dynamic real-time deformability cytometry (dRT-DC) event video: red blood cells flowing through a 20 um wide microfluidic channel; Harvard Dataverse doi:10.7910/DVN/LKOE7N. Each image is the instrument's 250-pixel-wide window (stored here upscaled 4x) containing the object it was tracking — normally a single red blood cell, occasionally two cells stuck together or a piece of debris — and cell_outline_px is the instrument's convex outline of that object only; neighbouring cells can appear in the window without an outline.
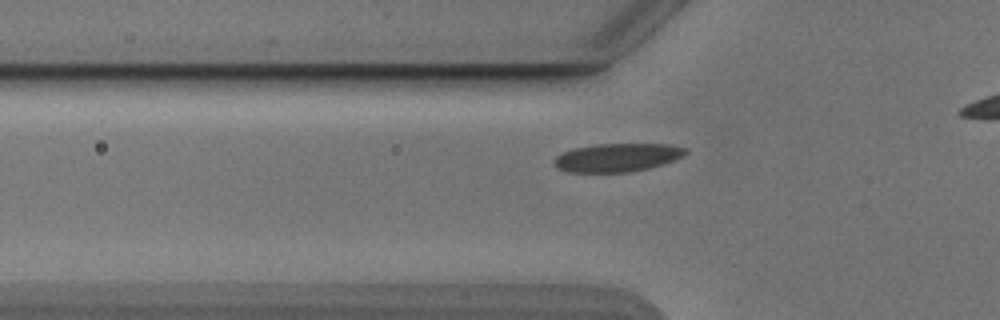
{"species": "Egyptian fruit bat (a non-hibernating species)", "species_latin": "Rousettus aegyptiacus", "temperature_condition": "cold", "stored_images_in_passage": 31, "camera_frame_rate_fps": 3000, "um_per_image_px": 0.085, "animal": {"sex": "male"}, "frame": {"image": 1, "passage_image": 3, "time_ms": 0.667, "image_size_px": [1000, 320], "cell_outline_px": [[688, 152], [684, 156], [664, 164], [632, 172], [568, 172], [556, 168], [552, 164], [552, 160], [556, 156], [572, 148], [596, 144], [672, 144], [688, 148]], "centroid_in_image_um": [52.47, 13.39], "position_along_channel_um": 73.3, "area_um2": 22.08}}
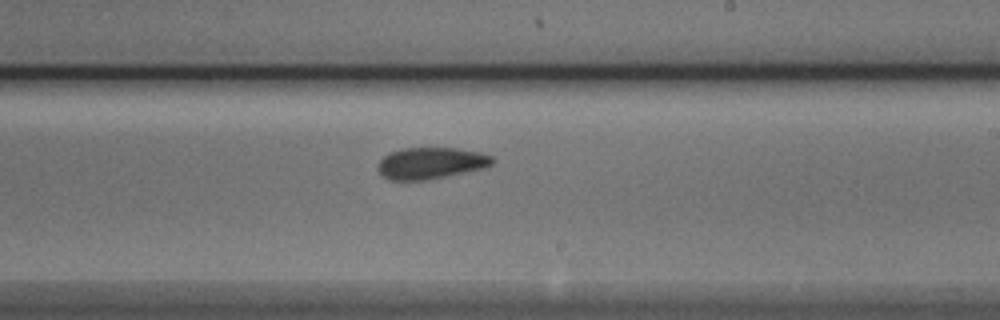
{"frame": {"image": 2, "passage_image": 17, "time_ms": 5.333, "image_size_px": [1000, 320], "cell_outline_px": [[496, 160], [488, 168], [428, 180], [392, 180], [384, 176], [376, 168], [376, 164], [388, 152], [400, 148], [456, 148], [480, 152], [492, 156]], "centroid_in_image_um": [36.65, 13.86], "position_along_channel_um": 252.4, "area_um2": 21.44}}
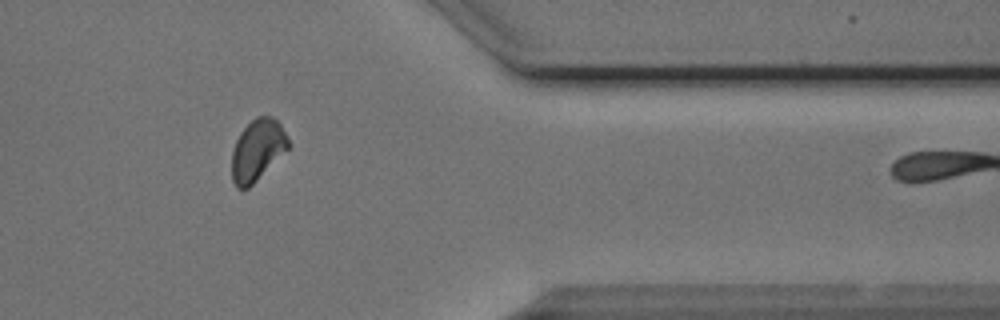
{"frame": {"image": 3, "passage_image": 29, "time_ms": 9.333, "image_size_px": [1000, 320], "cell_outline_px": [[292, 144], [248, 188], [236, 188], [232, 180], [232, 152], [236, 140], [240, 132], [256, 116], [272, 116], [280, 124]], "centroid_in_image_um": [21.87, 12.74], "position_along_channel_um": 389.5, "area_um2": 19.94}}